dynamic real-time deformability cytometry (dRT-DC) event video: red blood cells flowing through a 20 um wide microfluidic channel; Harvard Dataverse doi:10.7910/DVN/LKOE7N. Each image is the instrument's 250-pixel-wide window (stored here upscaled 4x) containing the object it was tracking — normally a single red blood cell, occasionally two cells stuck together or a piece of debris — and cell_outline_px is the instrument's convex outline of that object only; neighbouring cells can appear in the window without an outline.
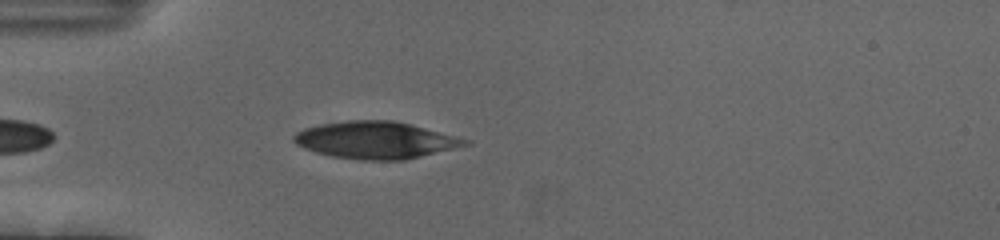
{"species": "human", "species_latin": "Homo sapiens", "temperature_condition": "cold", "stored_images_in_passage": 40, "camera_frame_rate_fps": 3000, "um_per_image_px": 0.085, "donor": {"sex": "female"}, "frame": {"image": 1, "passage_image": 4, "time_ms": 1.0, "image_size_px": [1000, 240], "cell_outline_px": [[472, 144], [404, 160], [360, 160], [332, 156], [316, 152], [304, 148], [296, 144], [292, 140], [292, 136], [296, 132], [304, 128], [320, 124], [348, 120], [392, 120], [412, 124], [472, 140]], "centroid_in_image_um": [31.94, 11.9], "position_along_channel_um": 53.1, "area_um2": 37.22}}
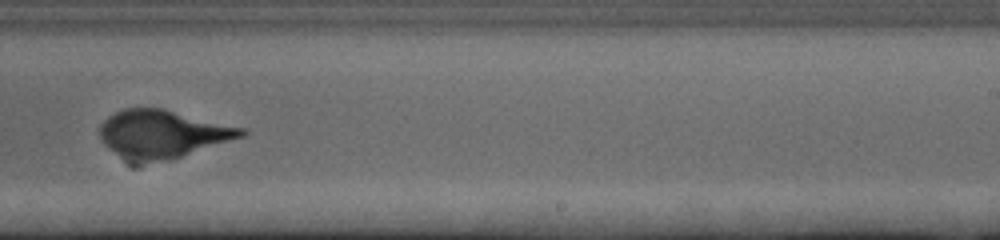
{"frame": {"image": 2, "passage_image": 23, "time_ms": 7.333, "image_size_px": [1000, 240], "cell_outline_px": [[248, 132], [244, 136], [180, 156], [164, 160], [132, 164], [108, 148], [104, 144], [100, 136], [100, 124], [108, 116], [124, 108], [164, 108], [244, 128]], "centroid_in_image_um": [13.77, 11.38], "position_along_channel_um": 275.2, "area_um2": 39.36}}
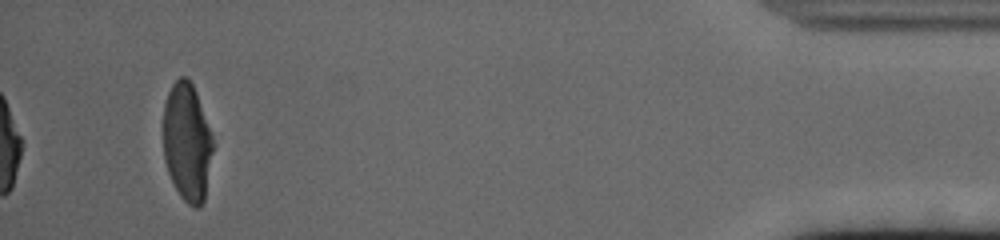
{"frame": {"image": 3, "passage_image": 40, "time_ms": 13.0, "image_size_px": [1000, 240], "cell_outline_px": [[212, 152], [204, 200], [196, 208], [188, 204], [180, 196], [168, 172], [164, 160], [164, 104], [168, 92], [172, 84], [180, 76], [184, 76], [192, 84], [196, 92], [212, 136]], "centroid_in_image_um": [15.88, 12.07], "position_along_channel_um": 419.3, "area_um2": 33.64}, "authors_computed_cell_mechanics": {"area_um2": 38.5237, "velocity_mm_per_s": 3.7063, "shape_relaxation_time_tau1_ms": 3.6356, "shape_relaxation_time_tau2_ms": null, "deformation_change_tau1": 0.2066, "deformation_change_tau2": null}}